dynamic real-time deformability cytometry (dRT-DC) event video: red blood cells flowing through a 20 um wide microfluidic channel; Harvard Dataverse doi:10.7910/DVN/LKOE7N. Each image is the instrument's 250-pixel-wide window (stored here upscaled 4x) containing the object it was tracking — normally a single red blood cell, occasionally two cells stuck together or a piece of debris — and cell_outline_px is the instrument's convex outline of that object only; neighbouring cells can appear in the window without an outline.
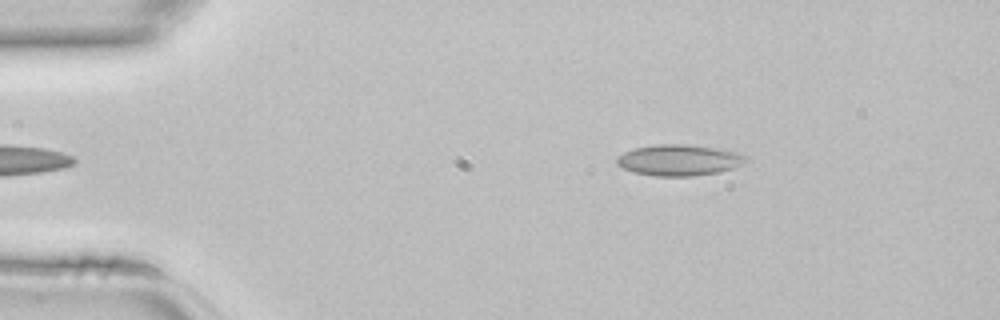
{"species": "common noctule bat (a hibernating species)", "species_latin": "Nyctalus noctula", "temperature_condition": "room temperature", "stored_images_in_passage": 38, "camera_frame_rate_fps": 3000, "um_per_image_px": 0.085, "animal": {"sex": "female", "body_mass_g": 22.7, "forearm_length_mm": 54.2}, "frame": {"image": 1, "passage_image": 1, "time_ms": 0.0, "image_size_px": [1000, 320], "cell_outline_px": [[748, 160], [732, 168], [720, 172], [692, 176], [652, 176], [632, 172], [616, 164], [616, 156], [624, 152], [636, 148], [656, 144], [688, 144], [716, 148], [736, 152], [748, 156]], "centroid_in_image_um": [57.7, 13.61], "position_along_channel_um": 27.3, "area_um2": 23.47}}
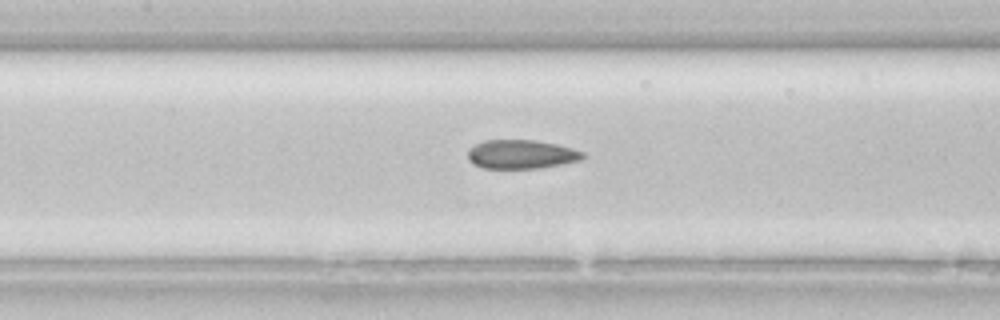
{"frame": {"image": 2, "passage_image": 14, "time_ms": 4.333, "image_size_px": [1000, 320], "cell_outline_px": [[588, 156], [580, 160], [560, 164], [536, 168], [484, 168], [468, 160], [468, 148], [484, 140], [536, 140], [556, 144], [572, 148], [584, 152]], "centroid_in_image_um": [44.32, 13.1], "position_along_channel_um": 163.1, "area_um2": 19.31}}
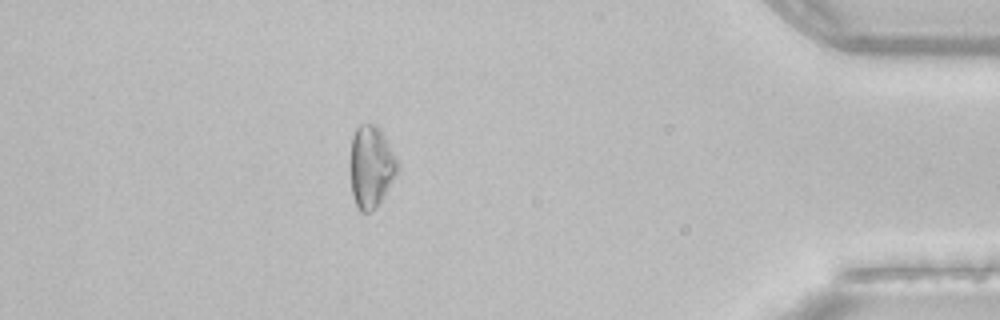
{"frame": {"image": 3, "passage_image": 33, "time_ms": 10.667, "image_size_px": [1000, 320], "cell_outline_px": [[400, 168], [376, 208], [372, 212], [360, 212], [352, 196], [348, 168], [352, 136], [356, 128], [360, 124], [376, 124], [380, 128], [396, 156]], "centroid_in_image_um": [31.51, 14.16], "position_along_channel_um": 403.7, "area_um2": 23.18}}